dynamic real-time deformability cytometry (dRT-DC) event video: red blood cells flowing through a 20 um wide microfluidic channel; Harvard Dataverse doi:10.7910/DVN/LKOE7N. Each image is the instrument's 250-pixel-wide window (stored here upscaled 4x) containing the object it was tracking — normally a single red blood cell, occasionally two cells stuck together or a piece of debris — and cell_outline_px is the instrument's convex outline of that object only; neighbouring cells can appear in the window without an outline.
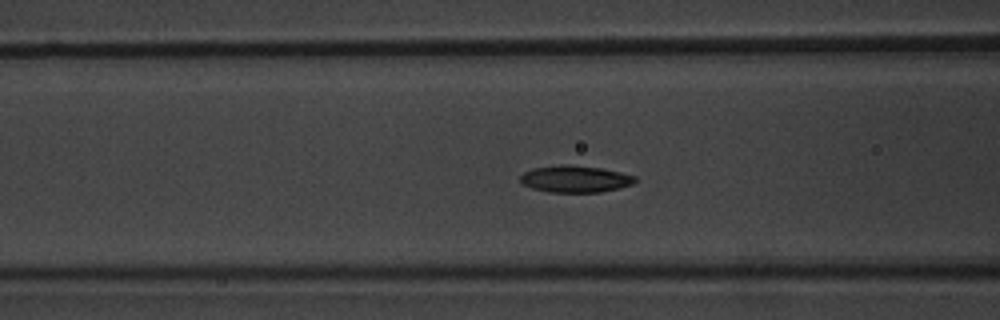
{"species": "common noctule bat (a hibernating species)", "species_latin": "Nyctalus noctula", "temperature_condition": "warm", "stored_images_in_passage": 42, "camera_frame_rate_fps": 3000, "um_per_image_px": 0.085, "animal": {"sex": "male", "body_mass_g": 20.1, "forearm_length_mm": 53.5}, "frame": {"image": 1, "passage_image": 10, "time_ms": 3.0, "image_size_px": [1000, 320], "cell_outline_px": [[636, 180], [632, 184], [620, 188], [600, 192], [548, 192], [532, 188], [520, 184], [520, 176], [524, 172], [536, 168], [560, 164], [568, 164], [600, 168], [620, 172], [636, 176]], "centroid_in_image_um": [48.87, 15.21], "position_along_channel_um": 117.7, "area_um2": 17.98}}
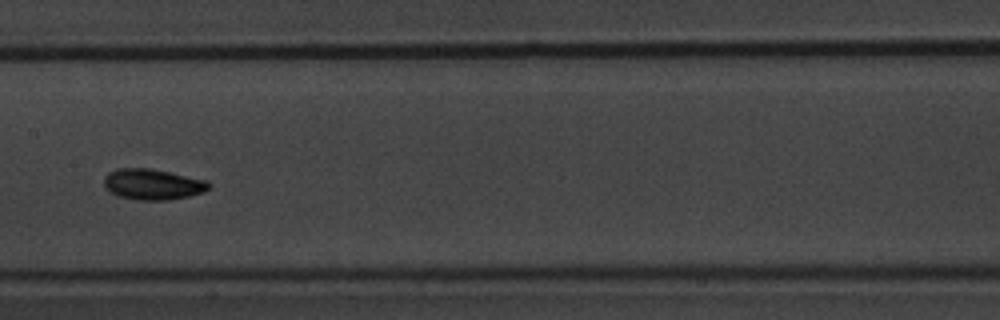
{"frame": {"image": 2, "passage_image": 16, "time_ms": 5.0, "image_size_px": [1000, 320], "cell_outline_px": [[212, 184], [204, 192], [188, 196], [168, 200], [136, 200], [116, 196], [108, 192], [104, 188], [104, 176], [108, 172], [116, 168], [152, 168], [208, 180]], "centroid_in_image_um": [12.94, 15.66], "position_along_channel_um": 194.5, "area_um2": 19.25}}
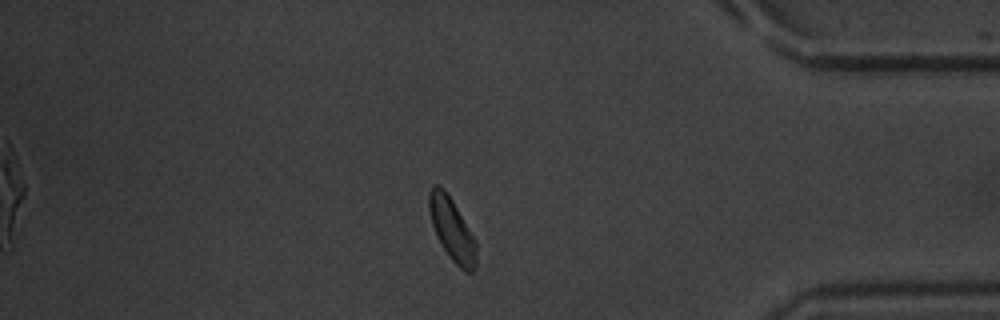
{"frame": {"image": 3, "passage_image": 34, "time_ms": 11.0, "image_size_px": [1000, 320], "cell_outline_px": [[476, 268], [472, 272], [464, 272], [452, 260], [440, 244], [436, 236], [432, 224], [428, 208], [428, 192], [432, 184], [440, 184], [444, 188], [452, 200], [476, 240]], "centroid_in_image_um": [38.4, 19.48], "position_along_channel_um": 396.8, "area_um2": 17.46}, "authors_computed_cell_mechanics": {"area_um2": 17.3689, "velocity_mm_per_s": 3.8298, "shape_relaxation_time_tau1_ms": 7.4101, "shape_relaxation_time_tau2_ms": 3.6637, "deformation_change_tau1": 0.2589, "deformation_change_tau2": 0.093}}